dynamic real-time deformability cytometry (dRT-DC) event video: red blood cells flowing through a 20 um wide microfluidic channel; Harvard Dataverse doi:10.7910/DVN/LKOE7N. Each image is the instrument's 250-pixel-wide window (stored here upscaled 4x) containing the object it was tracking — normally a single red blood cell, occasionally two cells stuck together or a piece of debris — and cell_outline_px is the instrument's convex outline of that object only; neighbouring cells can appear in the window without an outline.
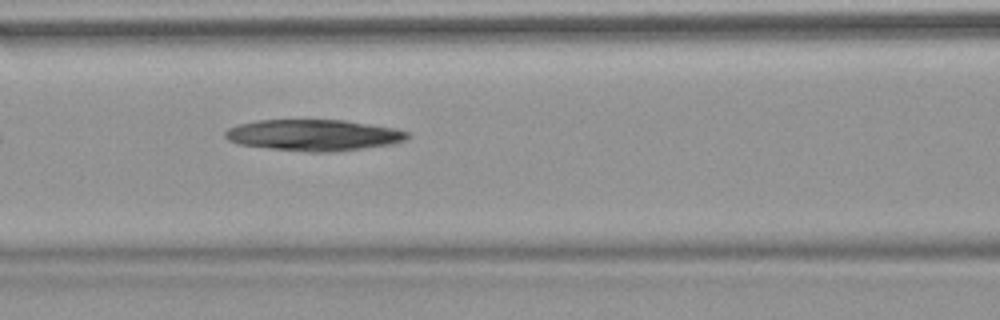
{"species": "common noctule bat (a hibernating species)", "species_latin": "Nyctalus noctula", "temperature_condition": "warm", "stored_images_in_passage": 23, "camera_frame_rate_fps": 3000, "um_per_image_px": 0.085, "animal": {"sex": "female", "body_mass_g": 18.4}, "frame": {"image": 1, "passage_image": 10, "time_ms": 3.0, "image_size_px": [1000, 320], "cell_outline_px": [[408, 136], [404, 140], [392, 144], [364, 148], [332, 152], [308, 152], [268, 148], [240, 144], [228, 140], [224, 136], [224, 132], [228, 128], [236, 124], [256, 120], [344, 120], [396, 128], [408, 132]], "centroid_in_image_um": [26.63, 11.48], "position_along_channel_um": 140.0, "area_um2": 33.23}}